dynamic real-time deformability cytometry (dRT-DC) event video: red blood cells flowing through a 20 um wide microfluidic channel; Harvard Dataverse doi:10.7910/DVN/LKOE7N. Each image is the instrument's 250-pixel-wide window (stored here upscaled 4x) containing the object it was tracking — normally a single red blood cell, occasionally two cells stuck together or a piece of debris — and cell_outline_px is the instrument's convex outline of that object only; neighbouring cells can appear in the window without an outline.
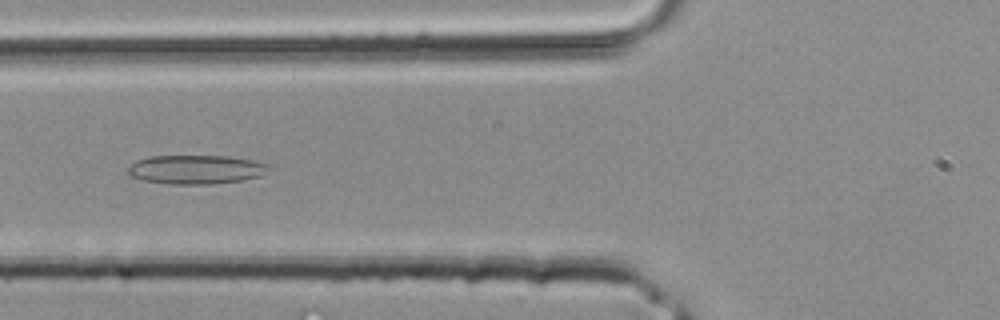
{"species": "common noctule bat (a hibernating species)", "species_latin": "Nyctalus noctula", "temperature_condition": "room temperature", "stored_images_in_passage": 26, "camera_frame_rate_fps": 3000, "um_per_image_px": 0.085, "animal": {"sex": "male", "body_mass_g": 20.4}, "frame": {"image": 1, "passage_image": 8, "time_ms": 2.333, "image_size_px": [1000, 320], "cell_outline_px": [[276, 168], [260, 176], [240, 180], [212, 184], [168, 184], [144, 180], [132, 176], [128, 172], [128, 168], [136, 160], [148, 156], [228, 156], [252, 160], [268, 164]], "centroid_in_image_um": [16.72, 14.4], "position_along_channel_um": 109.1, "area_um2": 23.87}}
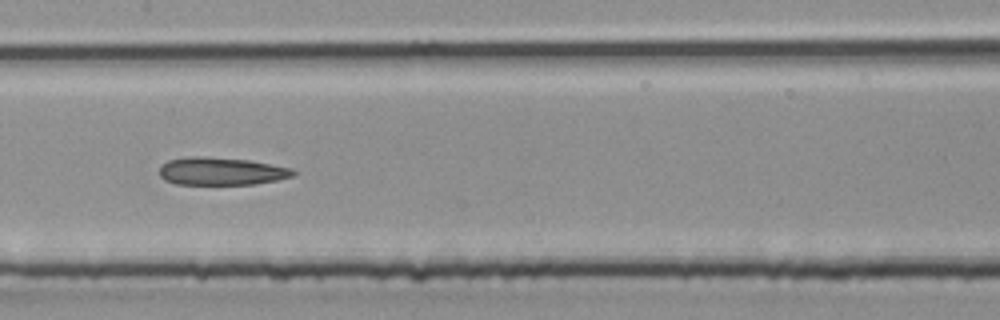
{"frame": {"image": 2, "passage_image": 12, "time_ms": 3.667, "image_size_px": [1000, 320], "cell_outline_px": [[296, 176], [256, 184], [176, 184], [164, 180], [160, 176], [160, 164], [168, 160], [188, 156], [200, 156], [248, 160], [292, 168], [296, 172]], "centroid_in_image_um": [18.8, 14.55], "position_along_channel_um": 188.6, "area_um2": 21.73}}
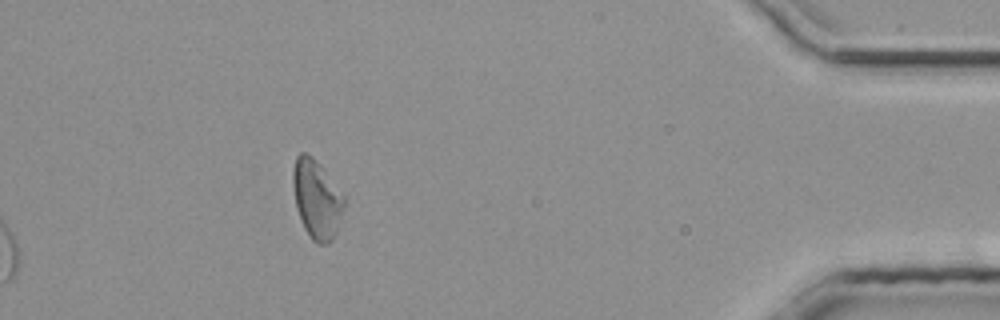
{"frame": {"image": 3, "passage_image": 26, "time_ms": 8.333, "image_size_px": [1000, 320], "cell_outline_px": [[348, 200], [336, 232], [332, 240], [328, 244], [316, 244], [308, 236], [300, 220], [296, 208], [292, 184], [292, 168], [296, 156], [300, 152], [304, 152], [312, 156], [320, 164], [348, 196]], "centroid_in_image_um": [26.96, 16.91], "position_along_channel_um": 408.2, "area_um2": 24.51}}